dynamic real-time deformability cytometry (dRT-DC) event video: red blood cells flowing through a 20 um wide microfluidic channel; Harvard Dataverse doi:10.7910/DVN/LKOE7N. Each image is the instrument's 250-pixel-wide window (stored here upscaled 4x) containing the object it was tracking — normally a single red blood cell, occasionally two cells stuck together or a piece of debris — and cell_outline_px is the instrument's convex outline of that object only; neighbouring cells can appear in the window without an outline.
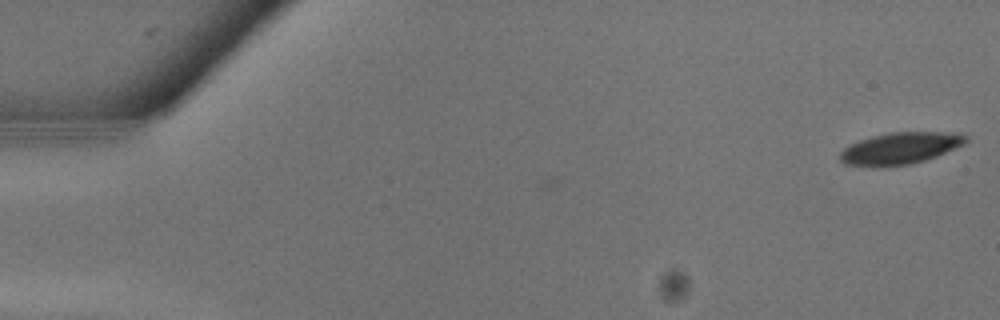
{"species": "common noctule bat (a hibernating species)", "species_latin": "Nyctalus noctula", "temperature_condition": "warm", "stored_images_in_passage": 17, "camera_frame_rate_fps": 3000, "um_per_image_px": 0.085, "animal": {"sex": "male", "body_mass_g": 13.3}, "frame": {"image": 1, "passage_image": 1, "time_ms": 0.0, "image_size_px": [1000, 320], "cell_outline_px": [[968, 140], [964, 144], [936, 156], [924, 160], [908, 164], [880, 168], [872, 168], [844, 164], [840, 160], [840, 152], [844, 148], [860, 140], [872, 136], [892, 132], [960, 132], [968, 136]], "centroid_in_image_um": [76.51, 12.61], "position_along_channel_um": 8.5, "area_um2": 23.52}}
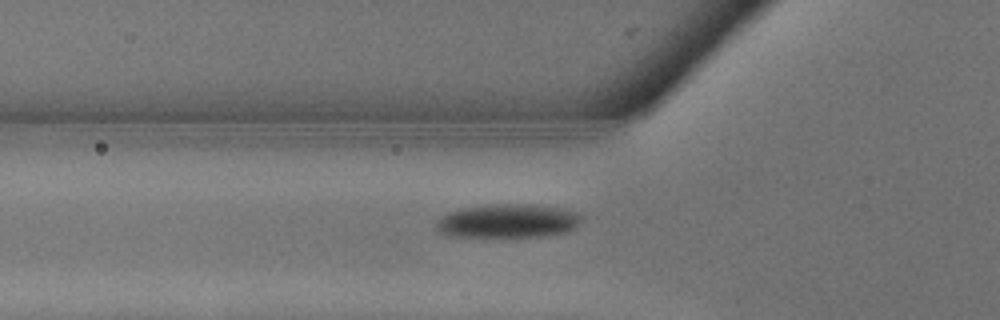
{"frame": {"image": 2, "passage_image": 10, "time_ms": 3.0, "image_size_px": [1000, 320], "cell_outline_px": [[584, 216], [576, 228], [564, 232], [544, 236], [496, 240], [444, 236], [436, 228], [436, 220], [440, 216], [448, 212], [464, 208], [492, 204], [524, 204], [564, 208], [576, 212]], "centroid_in_image_um": [43.11, 18.84], "position_along_channel_um": 82.7, "area_um2": 30.06}}
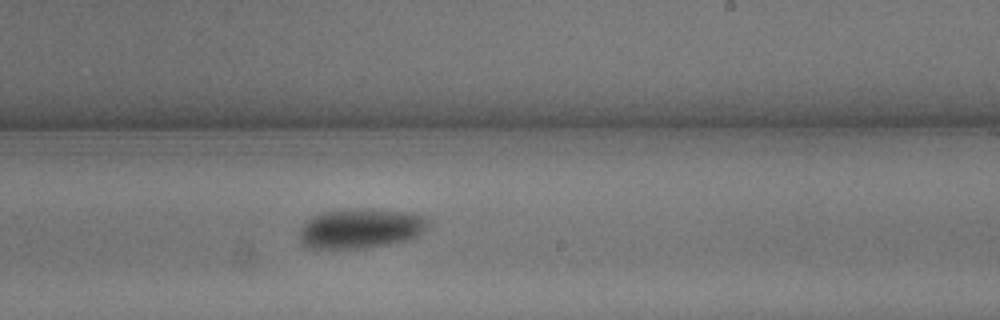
{"frame": {"image": 3, "passage_image": 17, "time_ms": 5.333, "image_size_px": [1000, 320], "cell_outline_px": [[432, 224], [420, 236], [408, 240], [388, 244], [364, 248], [308, 248], [300, 240], [300, 228], [312, 216], [324, 212], [348, 208], [372, 208], [404, 212], [428, 216], [432, 220]], "centroid_in_image_um": [30.75, 19.4], "position_along_channel_um": 258.3, "area_um2": 30.4}}